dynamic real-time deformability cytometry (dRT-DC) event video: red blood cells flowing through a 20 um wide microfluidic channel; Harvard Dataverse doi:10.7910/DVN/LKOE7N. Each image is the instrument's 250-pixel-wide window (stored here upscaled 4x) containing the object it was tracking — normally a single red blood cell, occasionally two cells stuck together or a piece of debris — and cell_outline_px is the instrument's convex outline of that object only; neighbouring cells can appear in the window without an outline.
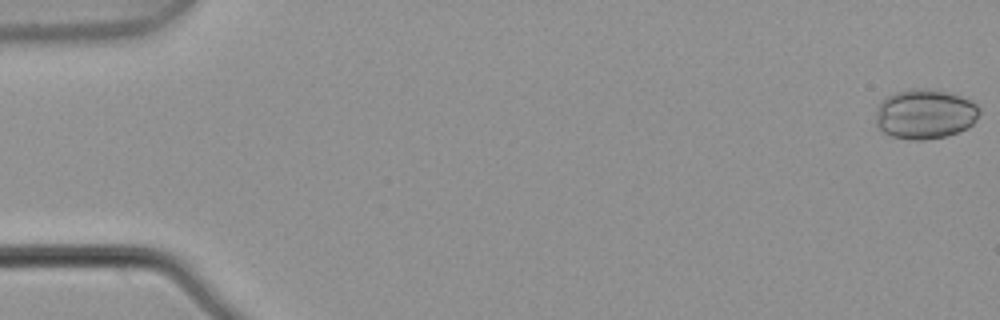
{"species": "common noctule bat (a hibernating species)", "species_latin": "Nyctalus noctula", "temperature_condition": "warm", "stored_images_in_passage": 4, "camera_frame_rate_fps": 3000, "um_per_image_px": 0.085, "animal": {"sex": "male", "body_mass_g": 21.5, "forearm_length_mm": 52.0}, "frame": {"image": 1, "passage_image": 1, "time_ms": 0.0, "image_size_px": [1000, 320], "cell_outline_px": [[980, 112], [976, 120], [968, 128], [960, 132], [944, 136], [924, 140], [908, 140], [892, 136], [876, 128], [876, 116], [880, 100], [884, 96], [896, 92], [912, 88], [924, 88], [948, 92], [972, 100], [980, 108]], "centroid_in_image_um": [78.61, 9.69], "position_along_channel_um": 6.4, "area_um2": 30.46}}